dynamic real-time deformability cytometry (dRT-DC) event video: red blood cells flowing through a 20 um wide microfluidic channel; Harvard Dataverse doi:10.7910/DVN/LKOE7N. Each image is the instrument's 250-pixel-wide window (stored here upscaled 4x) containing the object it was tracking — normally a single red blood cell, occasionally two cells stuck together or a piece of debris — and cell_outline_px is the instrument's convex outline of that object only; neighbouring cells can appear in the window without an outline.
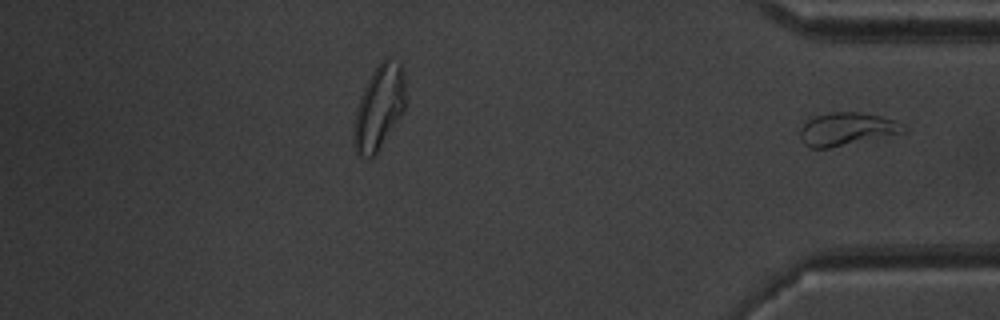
{"species": "common noctule bat (a hibernating species)", "species_latin": "Nyctalus noctula", "temperature_condition": "warm", "stored_images_in_passage": 38, "segment_of_instrument_passage": [2, 2], "camera_frame_rate_fps": 3000, "um_per_image_px": 0.085, "animal": {"sex": "male", "body_mass_g": 20.1, "forearm_length_mm": 53.5}, "frame": {"image": 1, "passage_image": 38, "time_ms": 12.333, "image_size_px": [1000, 320], "cell_outline_px": [[904, 132], [828, 148], [808, 148], [804, 144], [800, 136], [800, 128], [808, 120], [816, 116], [832, 112], [856, 112], [880, 116], [896, 120]], "centroid_in_image_um": [71.89, 10.97], "position_along_channel_um": 363.3, "area_um2": 19.25}}